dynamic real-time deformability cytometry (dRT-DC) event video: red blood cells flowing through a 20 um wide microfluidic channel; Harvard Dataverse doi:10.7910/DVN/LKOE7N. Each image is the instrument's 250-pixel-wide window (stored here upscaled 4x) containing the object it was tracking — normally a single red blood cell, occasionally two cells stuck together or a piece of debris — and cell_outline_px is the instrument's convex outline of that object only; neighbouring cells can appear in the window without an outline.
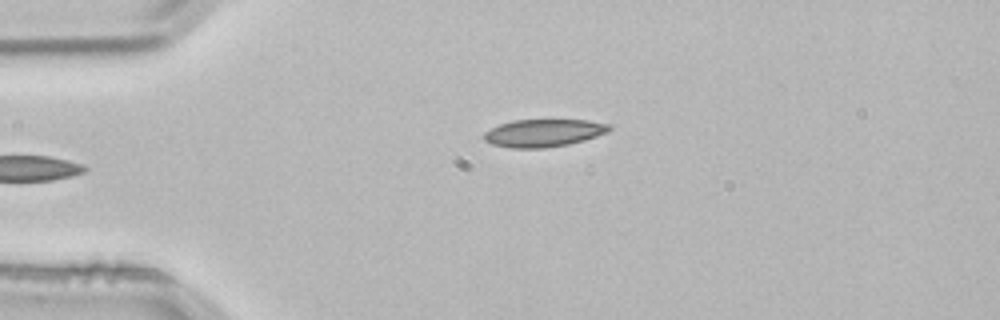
{"species": "common noctule bat (a hibernating species)", "species_latin": "Nyctalus noctula", "temperature_condition": "room temperature", "stored_images_in_passage": 3, "camera_frame_rate_fps": 3000, "um_per_image_px": 0.085, "animal": {"sex": "male", "body_mass_g": 21.5, "forearm_length_mm": 52.0}, "frame": {"image": 1, "passage_image": 3, "time_ms": 0.667, "image_size_px": [1000, 320], "cell_outline_px": [[612, 128], [608, 132], [584, 140], [568, 144], [544, 148], [512, 148], [492, 144], [484, 140], [484, 132], [500, 124], [512, 120], [588, 120], [612, 124]], "centroid_in_image_um": [46.23, 11.29], "position_along_channel_um": 38.8, "area_um2": 20.17}}